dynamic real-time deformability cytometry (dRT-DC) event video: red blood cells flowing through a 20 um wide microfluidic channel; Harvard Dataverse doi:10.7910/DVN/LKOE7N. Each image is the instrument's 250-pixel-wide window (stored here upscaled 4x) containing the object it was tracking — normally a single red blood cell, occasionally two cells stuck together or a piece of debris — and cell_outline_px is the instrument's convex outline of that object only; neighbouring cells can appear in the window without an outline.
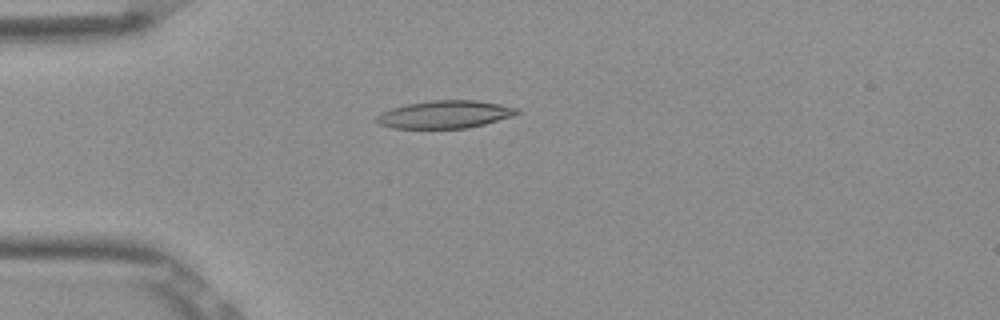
{"species": "Egyptian fruit bat (a non-hibernating species)", "species_latin": "Rousettus aegyptiacus", "temperature_condition": "room temperature", "stored_images_in_passage": 4, "camera_frame_rate_fps": 3000, "um_per_image_px": 0.085, "frame": {"image": 1, "passage_image": 4, "time_ms": 1.0, "image_size_px": [1000, 320], "cell_outline_px": [[520, 112], [512, 116], [484, 124], [468, 128], [392, 128], [380, 124], [376, 120], [376, 116], [380, 112], [392, 108], [408, 104], [432, 100], [476, 100], [500, 104], [520, 108]], "centroid_in_image_um": [37.83, 9.72], "position_along_channel_um": 47.2, "area_um2": 22.6}}